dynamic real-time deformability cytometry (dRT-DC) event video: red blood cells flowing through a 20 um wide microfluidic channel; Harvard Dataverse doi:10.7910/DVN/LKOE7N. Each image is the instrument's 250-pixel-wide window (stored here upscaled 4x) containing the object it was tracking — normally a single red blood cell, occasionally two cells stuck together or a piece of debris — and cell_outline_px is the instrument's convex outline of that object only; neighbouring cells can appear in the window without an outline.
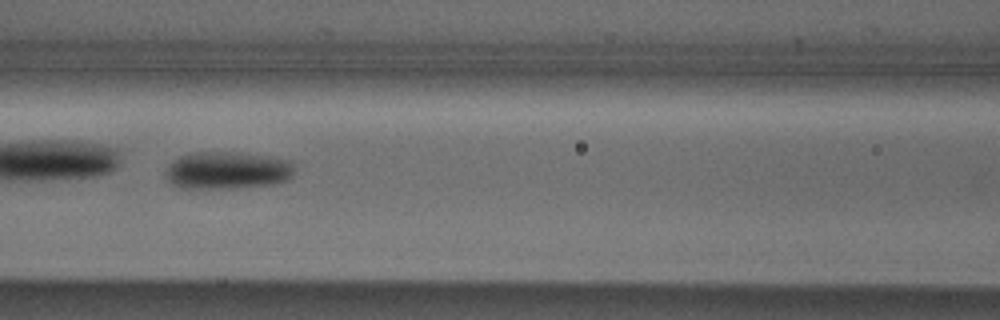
{"species": "Egyptian fruit bat (a non-hibernating species)", "species_latin": "Rousettus aegyptiacus", "temperature_condition": "cold", "stored_images_in_passage": 33, "camera_frame_rate_fps": 3000, "um_per_image_px": 0.085, "animal": {"sex": "male"}, "frame": {"image": 1, "passage_image": 10, "time_ms": 3.0, "image_size_px": [1000, 320], "cell_outline_px": [[296, 172], [288, 180], [272, 184], [232, 188], [180, 188], [172, 184], [164, 176], [164, 172], [168, 164], [172, 160], [180, 156], [196, 152], [240, 152], [268, 156], [288, 160], [292, 164]], "centroid_in_image_um": [19.3, 14.48], "position_along_channel_um": 147.3, "area_um2": 28.44}, "authors_computed_cell_mechanics": {"area_um2": 26.7036, "velocity_mm_per_s": 3.8463, "shape_relaxation_time_tau1_ms": 2.7255, "shape_relaxation_time_tau2_ms": null, "deformation_change_tau1": 0.1021, "deformation_change_tau2": null}}